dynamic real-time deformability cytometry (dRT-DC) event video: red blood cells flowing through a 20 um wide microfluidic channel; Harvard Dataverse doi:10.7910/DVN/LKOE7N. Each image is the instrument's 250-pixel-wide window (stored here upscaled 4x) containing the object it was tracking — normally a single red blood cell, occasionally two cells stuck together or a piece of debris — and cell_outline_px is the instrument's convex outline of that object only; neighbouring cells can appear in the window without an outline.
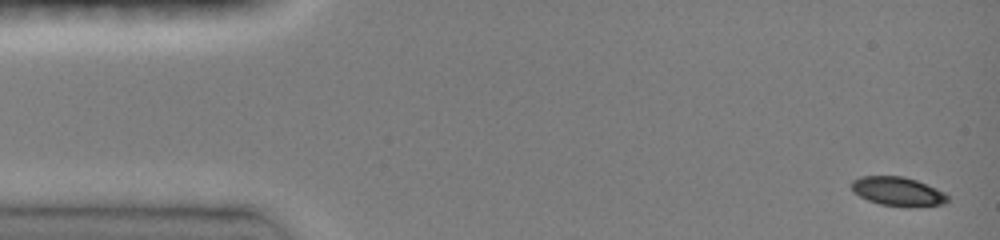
{"species": "common noctule bat (a hibernating species)", "species_latin": "Nyctalus noctula", "temperature_condition": "room temperature", "stored_images_in_passage": 19, "camera_frame_rate_fps": 3000, "um_per_image_px": 0.085, "animal": {"sex": "female", "body_mass_g": 19.0, "forearm_length_mm": 51.5}, "frame": {"image": 1, "passage_image": 1, "time_ms": 0.0, "image_size_px": [1000, 240], "cell_outline_px": [[948, 200], [944, 204], [908, 208], [880, 204], [868, 200], [852, 192], [852, 180], [860, 176], [904, 176], [916, 180], [936, 188], [944, 192], [948, 196]], "centroid_in_image_um": [76.32, 16.28], "position_along_channel_um": 8.7, "area_um2": 16.42}}
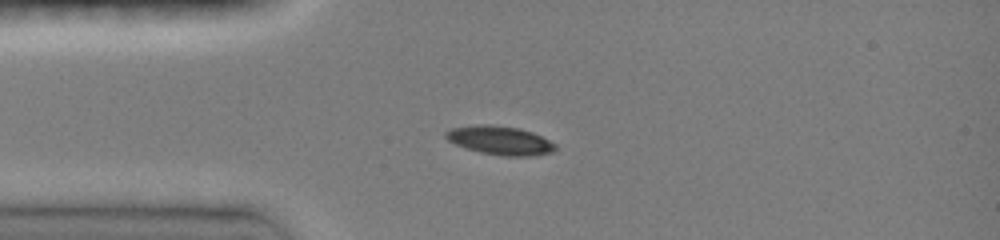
{"frame": {"image": 2, "passage_image": 9, "time_ms": 3.333, "image_size_px": [1000, 240], "cell_outline_px": [[556, 148], [552, 152], [532, 156], [504, 156], [480, 152], [456, 144], [448, 140], [444, 136], [444, 132], [452, 128], [476, 124], [488, 124], [520, 128], [532, 132], [556, 144]], "centroid_in_image_um": [42.49, 11.92], "position_along_channel_um": 42.5, "area_um2": 18.26}}